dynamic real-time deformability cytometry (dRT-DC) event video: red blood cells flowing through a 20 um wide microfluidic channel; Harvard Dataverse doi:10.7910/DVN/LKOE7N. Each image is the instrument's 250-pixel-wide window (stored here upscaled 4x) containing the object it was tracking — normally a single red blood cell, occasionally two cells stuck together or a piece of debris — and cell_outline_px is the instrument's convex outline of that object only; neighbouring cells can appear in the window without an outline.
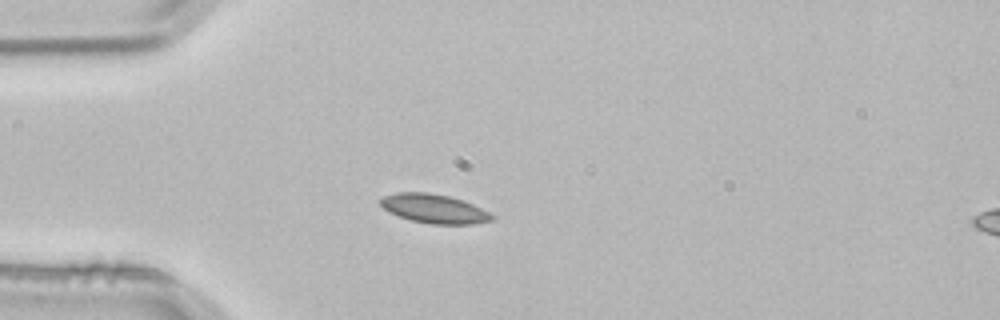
{"species": "common noctule bat (a hibernating species)", "species_latin": "Nyctalus noctula", "temperature_condition": "room temperature", "stored_images_in_passage": 3, "segment_of_instrument_passage": [1, 2], "camera_frame_rate_fps": 3000, "um_per_image_px": 0.085, "animal": {"sex": "male", "body_mass_g": 21.5, "forearm_length_mm": 52.0}, "frame": {"image": 1, "passage_image": 2, "time_ms": 0.333, "image_size_px": [1000, 320], "cell_outline_px": [[496, 216], [492, 220], [472, 224], [432, 224], [412, 220], [388, 212], [380, 204], [380, 200], [384, 196], [396, 192], [428, 192], [448, 196], [472, 204]], "centroid_in_image_um": [36.88, 17.73], "position_along_channel_um": 48.1, "area_um2": 18.61}}